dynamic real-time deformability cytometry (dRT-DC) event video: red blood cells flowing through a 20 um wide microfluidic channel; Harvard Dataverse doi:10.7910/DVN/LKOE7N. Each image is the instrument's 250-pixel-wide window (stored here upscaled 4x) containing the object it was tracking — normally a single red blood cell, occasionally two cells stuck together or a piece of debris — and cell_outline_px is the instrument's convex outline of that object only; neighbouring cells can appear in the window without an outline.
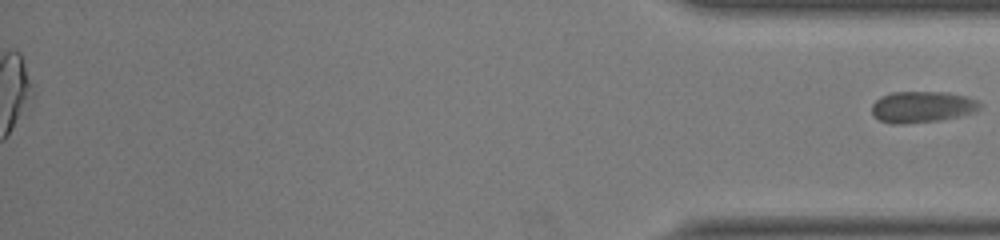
{"species": "common noctule bat (a hibernating species)", "species_latin": "Nyctalus noctula", "temperature_condition": "room temperature", "stored_images_in_passage": 55, "segment_of_instrument_passage": [2, 2], "camera_frame_rate_fps": 3000, "um_per_image_px": 0.085, "animal": {"sex": "female", "body_mass_g": 22.0, "forearm_length_mm": 56.7}, "frame": {"image": 1, "passage_image": 55, "time_ms": 18.0, "image_size_px": [1000, 240], "cell_outline_px": [[980, 108], [972, 112], [956, 116], [936, 120], [904, 124], [892, 124], [880, 120], [872, 116], [872, 104], [880, 96], [892, 92], [944, 92], [968, 96], [976, 100], [980, 104]], "centroid_in_image_um": [78.32, 9.07], "position_along_channel_um": 356.9, "area_um2": 19.54}}